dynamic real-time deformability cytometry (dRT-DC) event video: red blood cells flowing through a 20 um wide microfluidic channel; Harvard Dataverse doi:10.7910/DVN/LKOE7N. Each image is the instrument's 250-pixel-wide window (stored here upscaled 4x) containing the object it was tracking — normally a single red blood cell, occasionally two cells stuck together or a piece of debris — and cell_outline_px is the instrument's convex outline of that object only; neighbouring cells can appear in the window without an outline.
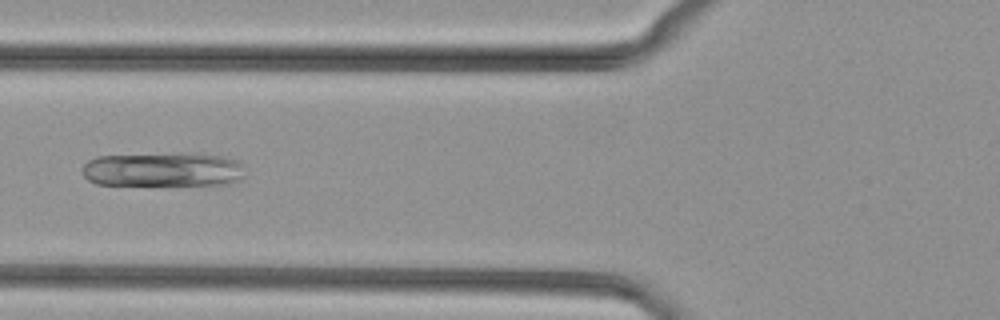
{"species": "common noctule bat (a hibernating species)", "species_latin": "Nyctalus noctula", "temperature_condition": "cold", "stored_images_in_passage": 42, "camera_frame_rate_fps": 3000, "um_per_image_px": 0.085, "animal": {"sex": "female", "body_mass_g": 29.2, "forearm_length_mm": 56.3}, "frame": {"image": 1, "passage_image": 12, "time_ms": 3.667, "image_size_px": [1000, 320], "cell_outline_px": [[244, 176], [240, 180], [228, 184], [212, 188], [96, 184], [88, 180], [84, 176], [80, 168], [88, 160], [96, 156], [180, 152], [200, 152], [224, 156], [240, 160]], "centroid_in_image_um": [13.95, 14.44], "position_along_channel_um": 111.9, "area_um2": 35.08}}
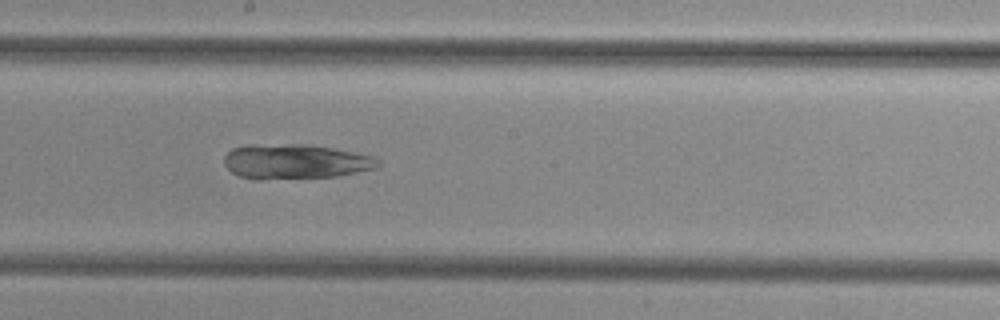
{"frame": {"image": 2, "passage_image": 20, "time_ms": 6.333, "image_size_px": [1000, 320], "cell_outline_px": [[380, 164], [376, 168], [336, 176], [260, 180], [256, 180], [240, 176], [232, 172], [224, 164], [224, 156], [232, 148], [248, 144], [308, 144], [332, 148], [372, 156], [380, 160]], "centroid_in_image_um": [25.06, 13.73], "position_along_channel_um": 223.1, "area_um2": 31.33}}
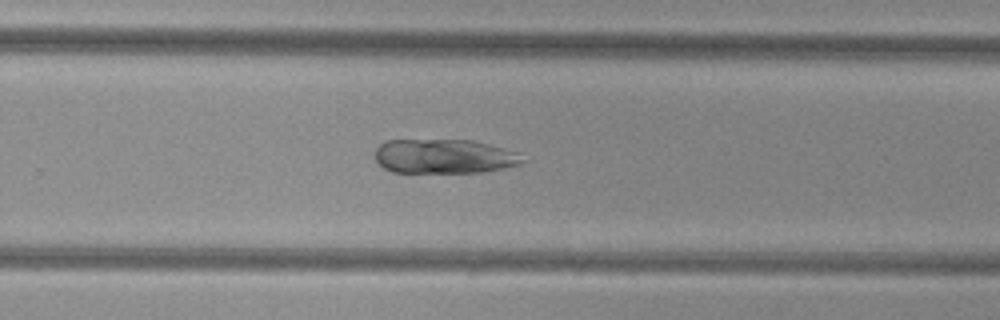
{"frame": {"image": 3, "passage_image": 25, "time_ms": 8.0, "image_size_px": [1000, 320], "cell_outline_px": [[524, 160], [520, 164], [504, 168], [484, 172], [392, 172], [384, 168], [376, 160], [376, 148], [380, 144], [388, 140], [472, 140], [520, 152]], "centroid_in_image_um": [37.78, 13.29], "position_along_channel_um": 292.0, "area_um2": 29.54}}